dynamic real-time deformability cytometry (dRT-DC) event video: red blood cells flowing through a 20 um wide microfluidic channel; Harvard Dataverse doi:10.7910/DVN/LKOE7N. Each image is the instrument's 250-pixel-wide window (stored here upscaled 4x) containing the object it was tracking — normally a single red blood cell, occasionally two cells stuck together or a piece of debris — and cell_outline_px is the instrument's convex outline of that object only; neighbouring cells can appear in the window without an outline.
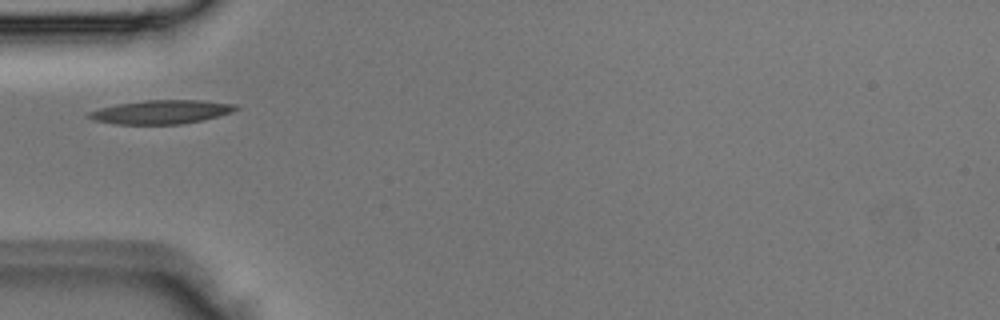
{"species": "Egyptian fruit bat (a non-hibernating species)", "species_latin": "Rousettus aegyptiacus", "temperature_condition": "room temperature", "stored_images_in_passage": 3, "camera_frame_rate_fps": 3000, "um_per_image_px": 0.085, "animal": {"sex": "male"}, "frame": {"image": 1, "passage_image": 3, "time_ms": 0.667, "image_size_px": [1000, 320], "cell_outline_px": [[240, 108], [232, 112], [204, 120], [184, 124], [116, 124], [92, 120], [88, 116], [88, 112], [100, 108], [116, 104], [144, 100], [200, 100], [236, 104]], "centroid_in_image_um": [13.72, 9.52], "position_along_channel_um": 71.3, "area_um2": 20.46}}